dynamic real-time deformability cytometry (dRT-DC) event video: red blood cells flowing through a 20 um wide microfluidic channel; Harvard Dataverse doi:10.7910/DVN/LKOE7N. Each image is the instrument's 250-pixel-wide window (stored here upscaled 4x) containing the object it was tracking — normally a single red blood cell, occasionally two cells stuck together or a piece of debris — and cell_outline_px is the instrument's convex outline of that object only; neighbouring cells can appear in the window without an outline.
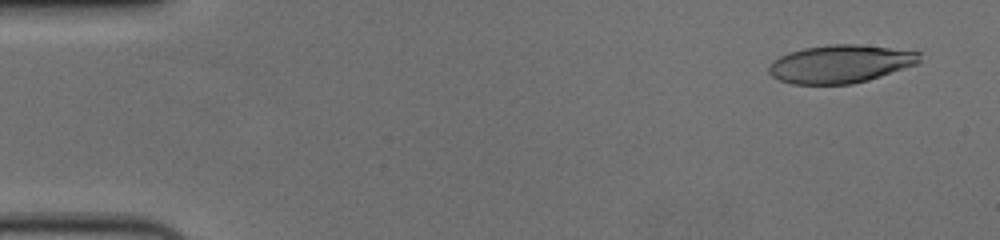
{"species": "human", "species_latin": "Homo sapiens", "temperature_condition": "cold", "stored_images_in_passage": 58, "camera_frame_rate_fps": 3000, "um_per_image_px": 0.085, "donor": {"sex": "female"}, "frame": {"image": 1, "passage_image": 4, "time_ms": 1.0, "image_size_px": [1000, 240], "cell_outline_px": [[920, 60], [916, 64], [868, 80], [852, 84], [792, 84], [780, 80], [772, 76], [768, 72], [768, 68], [780, 56], [788, 52], [804, 48], [828, 44], [860, 44], [920, 52]], "centroid_in_image_um": [71.42, 5.43], "position_along_channel_um": 13.6, "area_um2": 33.18}}
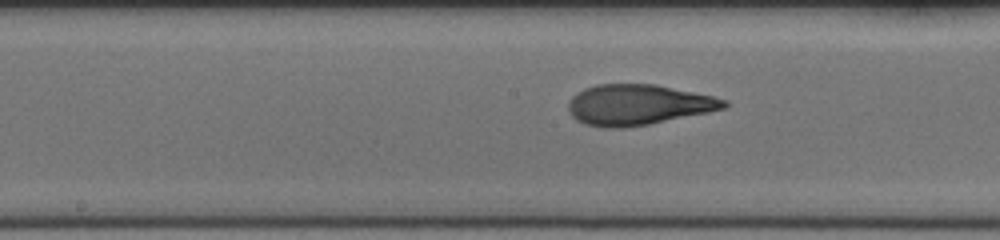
{"frame": {"image": 2, "passage_image": 30, "time_ms": 9.667, "image_size_px": [1000, 240], "cell_outline_px": [[728, 104], [724, 108], [708, 112], [648, 124], [624, 128], [604, 128], [584, 124], [576, 120], [572, 116], [568, 108], [568, 100], [576, 92], [584, 88], [596, 84], [656, 84], [712, 96], [728, 100]], "centroid_in_image_um": [54.19, 8.9], "position_along_channel_um": 194.0, "area_um2": 36.82}}
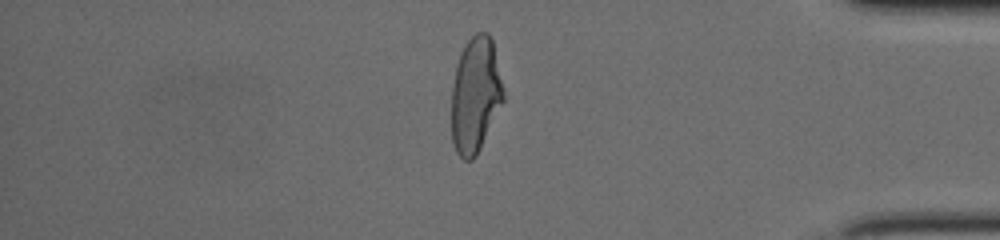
{"frame": {"image": 3, "passage_image": 49, "time_ms": 16.0, "image_size_px": [1000, 240], "cell_outline_px": [[504, 100], [476, 156], [472, 160], [464, 160], [456, 152], [452, 140], [452, 88], [456, 64], [460, 52], [464, 44], [476, 32], [488, 32], [492, 40], [504, 88]], "centroid_in_image_um": [40.41, 8.05], "position_along_channel_um": 394.8, "area_um2": 35.03}, "authors_computed_cell_mechanics": {"area_um2": 36.0672, "velocity_mm_per_s": 3.6301, "shape_relaxation_time_tau1_ms": 4.9594, "shape_relaxation_time_tau2_ms": 1.0449, "deformation_change_tau1": 0.2391, "deformation_change_tau2": 0.0875}}